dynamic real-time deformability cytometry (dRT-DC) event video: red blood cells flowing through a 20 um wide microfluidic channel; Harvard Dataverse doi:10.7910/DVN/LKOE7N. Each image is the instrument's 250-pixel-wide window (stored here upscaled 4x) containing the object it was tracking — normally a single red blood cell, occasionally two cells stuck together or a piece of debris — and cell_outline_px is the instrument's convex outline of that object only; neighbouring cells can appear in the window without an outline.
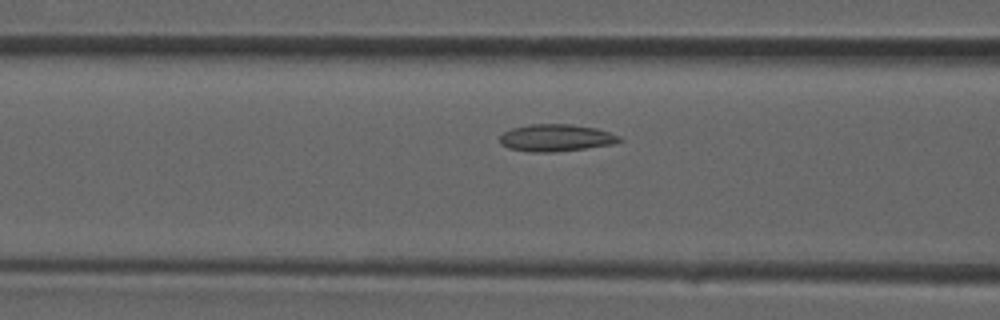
{"species": "common noctule bat (a hibernating species)", "species_latin": "Nyctalus noctula", "temperature_condition": "room temperature", "stored_images_in_passage": 9, "camera_frame_rate_fps": 3000, "um_per_image_px": 0.085, "animal": {"sex": "male", "forearm_length_mm": 52.5}, "frame": {"image": 1, "passage_image": 7, "time_ms": 2.0, "image_size_px": [1000, 320], "cell_outline_px": [[624, 140], [612, 144], [584, 148], [552, 152], [532, 152], [508, 148], [500, 144], [500, 136], [504, 132], [512, 128], [528, 124], [572, 124], [596, 128], [620, 136]], "centroid_in_image_um": [47.24, 11.71], "position_along_channel_um": 119.4, "area_um2": 18.84}}